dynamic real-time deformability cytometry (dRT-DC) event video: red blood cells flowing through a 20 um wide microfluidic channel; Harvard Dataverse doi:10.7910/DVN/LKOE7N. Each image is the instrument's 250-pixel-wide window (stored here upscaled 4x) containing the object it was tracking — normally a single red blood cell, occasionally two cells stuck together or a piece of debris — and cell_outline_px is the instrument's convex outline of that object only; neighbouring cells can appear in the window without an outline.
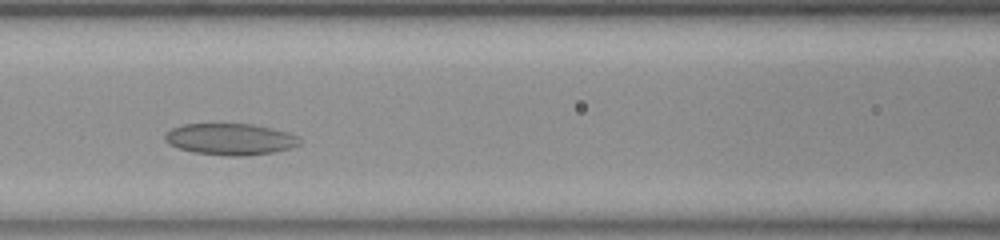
{"species": "common noctule bat (a hibernating species)", "species_latin": "Nyctalus noctula", "temperature_condition": "room temperature", "stored_images_in_passage": 35, "camera_frame_rate_fps": 3000, "um_per_image_px": 0.085, "animal": {"sex": "female", "body_mass_g": 23.0, "forearm_length_mm": 53.4}, "frame": {"image": 1, "passage_image": 8, "time_ms": 2.333, "image_size_px": [1000, 240], "cell_outline_px": [[300, 144], [288, 148], [272, 152], [240, 156], [228, 156], [192, 152], [168, 144], [164, 140], [164, 136], [172, 128], [184, 124], [252, 124], [272, 128], [288, 132], [296, 136], [300, 140]], "centroid_in_image_um": [19.54, 11.83], "position_along_channel_um": 147.1, "area_um2": 24.51}}
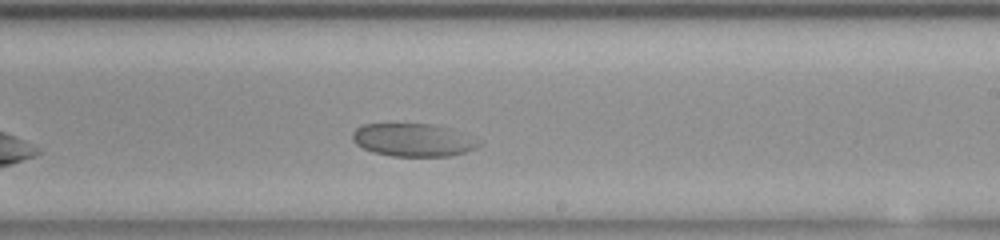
{"frame": {"image": 2, "passage_image": 17, "time_ms": 5.333, "image_size_px": [1000, 240], "cell_outline_px": [[484, 144], [476, 148], [464, 152], [448, 156], [392, 156], [372, 152], [356, 144], [352, 140], [352, 132], [356, 128], [364, 124], [428, 124], [448, 128]], "centroid_in_image_um": [35.05, 11.91], "position_along_channel_um": 254.0, "area_um2": 23.87}}
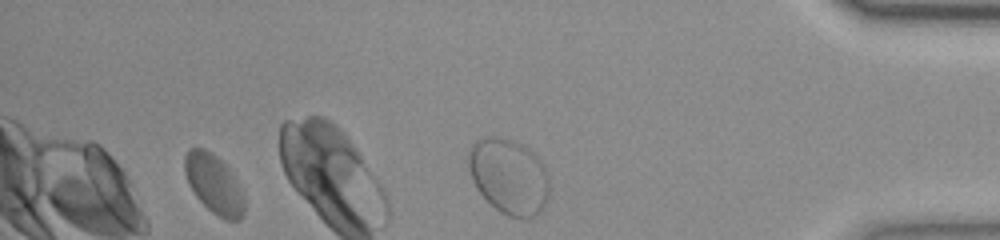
{"frame": {"image": 3, "passage_image": 31, "time_ms": 10.0, "image_size_px": [1000, 240], "cell_outline_px": [[244, 212], [240, 220], [224, 220], [212, 212], [196, 196], [188, 184], [184, 172], [184, 156], [188, 148], [204, 148], [212, 152], [228, 168], [240, 188], [244, 196]], "centroid_in_image_um": [18.16, 15.64], "position_along_channel_um": 417.0, "area_um2": 20.46}}